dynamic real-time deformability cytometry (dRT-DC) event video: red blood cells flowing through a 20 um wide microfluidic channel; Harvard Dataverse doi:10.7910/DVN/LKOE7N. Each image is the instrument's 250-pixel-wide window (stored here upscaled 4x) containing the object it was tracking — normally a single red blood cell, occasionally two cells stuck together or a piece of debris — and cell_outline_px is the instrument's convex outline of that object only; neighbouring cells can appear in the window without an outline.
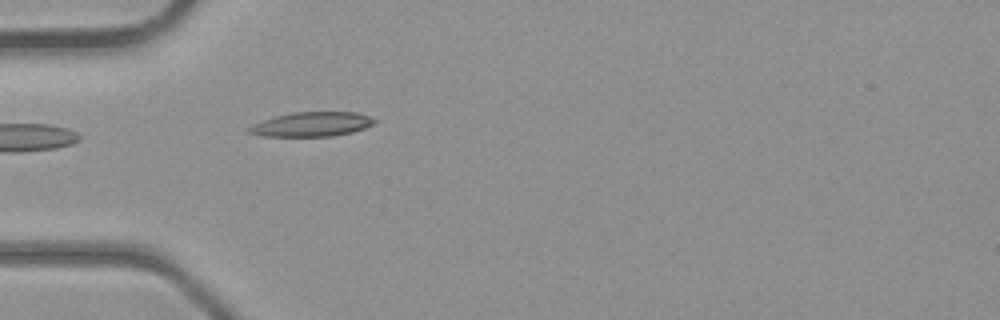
{"species": "common noctule bat (a hibernating species)", "species_latin": "Nyctalus noctula", "temperature_condition": "room temperature", "stored_images_in_passage": 4, "camera_frame_rate_fps": 3000, "um_per_image_px": 0.085, "animal": {"sex": "male", "body_mass_g": 23.1, "forearm_length_mm": 52.7}, "frame": {"image": 1, "passage_image": 4, "time_ms": 3.667, "image_size_px": [1000, 320], "cell_outline_px": [[376, 120], [372, 124], [364, 128], [352, 132], [332, 136], [264, 136], [248, 132], [248, 128], [252, 124], [276, 116], [292, 112], [356, 112], [368, 116]], "centroid_in_image_um": [26.49, 10.56], "position_along_channel_um": 58.5, "area_um2": 17.63}}